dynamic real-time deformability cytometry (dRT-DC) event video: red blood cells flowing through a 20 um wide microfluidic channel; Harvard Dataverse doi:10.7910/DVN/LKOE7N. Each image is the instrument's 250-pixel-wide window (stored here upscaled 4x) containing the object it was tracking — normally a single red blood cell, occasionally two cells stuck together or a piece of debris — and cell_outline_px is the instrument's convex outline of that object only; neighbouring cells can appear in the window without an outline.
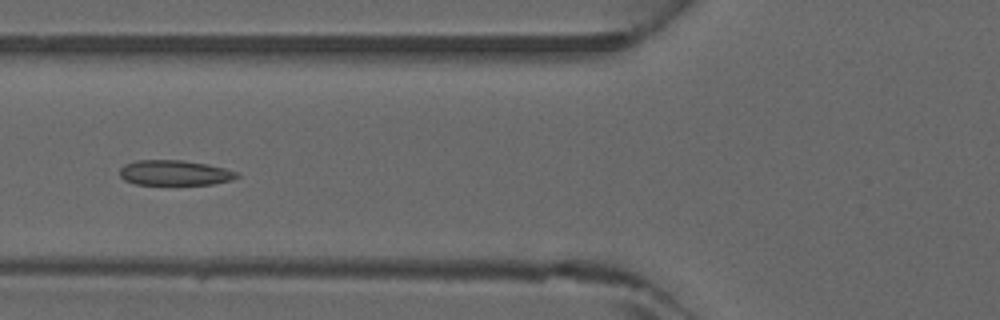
{"species": "common noctule bat (a hibernating species)", "species_latin": "Nyctalus noctula", "temperature_condition": "warm", "stored_images_in_passage": 5, "camera_frame_rate_fps": 3000, "um_per_image_px": 0.085, "animal": {"sex": "male", "forearm_length_mm": 52.5}, "frame": {"image": 1, "passage_image": 5, "time_ms": 1.333, "image_size_px": [1000, 320], "cell_outline_px": [[240, 176], [232, 180], [212, 184], [136, 184], [124, 180], [120, 176], [120, 168], [124, 164], [136, 160], [184, 160], [208, 164], [240, 172]], "centroid_in_image_um": [14.87, 14.68], "position_along_channel_um": 110.9, "area_um2": 17.28}}